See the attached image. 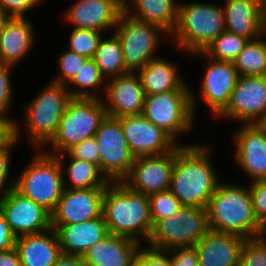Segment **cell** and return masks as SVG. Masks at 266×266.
<instances>
[{
  "label": "cell",
  "instance_id": "1",
  "mask_svg": "<svg viewBox=\"0 0 266 266\" xmlns=\"http://www.w3.org/2000/svg\"><path fill=\"white\" fill-rule=\"evenodd\" d=\"M209 152L206 146L194 144H179L175 148L169 190L183 206L207 207L216 190L219 180Z\"/></svg>",
  "mask_w": 266,
  "mask_h": 266
},
{
  "label": "cell",
  "instance_id": "2",
  "mask_svg": "<svg viewBox=\"0 0 266 266\" xmlns=\"http://www.w3.org/2000/svg\"><path fill=\"white\" fill-rule=\"evenodd\" d=\"M102 214L110 234L149 241L153 224L148 195L111 182L105 187Z\"/></svg>",
  "mask_w": 266,
  "mask_h": 266
},
{
  "label": "cell",
  "instance_id": "3",
  "mask_svg": "<svg viewBox=\"0 0 266 266\" xmlns=\"http://www.w3.org/2000/svg\"><path fill=\"white\" fill-rule=\"evenodd\" d=\"M209 230L244 237L262 235L253 210L250 188L219 182L207 205Z\"/></svg>",
  "mask_w": 266,
  "mask_h": 266
},
{
  "label": "cell",
  "instance_id": "4",
  "mask_svg": "<svg viewBox=\"0 0 266 266\" xmlns=\"http://www.w3.org/2000/svg\"><path fill=\"white\" fill-rule=\"evenodd\" d=\"M224 31L223 7L194 1L179 4L172 44L192 54L204 51Z\"/></svg>",
  "mask_w": 266,
  "mask_h": 266
},
{
  "label": "cell",
  "instance_id": "5",
  "mask_svg": "<svg viewBox=\"0 0 266 266\" xmlns=\"http://www.w3.org/2000/svg\"><path fill=\"white\" fill-rule=\"evenodd\" d=\"M102 98L72 97L59 122L57 132L47 144L53 148L49 155L66 153L70 148L95 136L106 117L105 100Z\"/></svg>",
  "mask_w": 266,
  "mask_h": 266
},
{
  "label": "cell",
  "instance_id": "6",
  "mask_svg": "<svg viewBox=\"0 0 266 266\" xmlns=\"http://www.w3.org/2000/svg\"><path fill=\"white\" fill-rule=\"evenodd\" d=\"M71 95L60 83H49L26 107L25 129L28 140L42 150L55 136Z\"/></svg>",
  "mask_w": 266,
  "mask_h": 266
},
{
  "label": "cell",
  "instance_id": "7",
  "mask_svg": "<svg viewBox=\"0 0 266 266\" xmlns=\"http://www.w3.org/2000/svg\"><path fill=\"white\" fill-rule=\"evenodd\" d=\"M39 150L30 164L13 178L14 187L52 213L62 196L64 172L55 156Z\"/></svg>",
  "mask_w": 266,
  "mask_h": 266
},
{
  "label": "cell",
  "instance_id": "8",
  "mask_svg": "<svg viewBox=\"0 0 266 266\" xmlns=\"http://www.w3.org/2000/svg\"><path fill=\"white\" fill-rule=\"evenodd\" d=\"M191 90H175L145 95L142 115L162 128L175 141L191 128L195 115V97Z\"/></svg>",
  "mask_w": 266,
  "mask_h": 266
},
{
  "label": "cell",
  "instance_id": "9",
  "mask_svg": "<svg viewBox=\"0 0 266 266\" xmlns=\"http://www.w3.org/2000/svg\"><path fill=\"white\" fill-rule=\"evenodd\" d=\"M208 231L207 207L183 206L173 216L160 220L153 227L148 245L162 251L190 247Z\"/></svg>",
  "mask_w": 266,
  "mask_h": 266
},
{
  "label": "cell",
  "instance_id": "10",
  "mask_svg": "<svg viewBox=\"0 0 266 266\" xmlns=\"http://www.w3.org/2000/svg\"><path fill=\"white\" fill-rule=\"evenodd\" d=\"M114 29L122 46L125 66L130 72H136L150 60L158 58L153 54L158 48L160 35H168L162 28L136 19L124 10Z\"/></svg>",
  "mask_w": 266,
  "mask_h": 266
},
{
  "label": "cell",
  "instance_id": "11",
  "mask_svg": "<svg viewBox=\"0 0 266 266\" xmlns=\"http://www.w3.org/2000/svg\"><path fill=\"white\" fill-rule=\"evenodd\" d=\"M99 148V168L111 183L122 182L129 174L135 157L124 137L121 120L106 115L95 136Z\"/></svg>",
  "mask_w": 266,
  "mask_h": 266
},
{
  "label": "cell",
  "instance_id": "12",
  "mask_svg": "<svg viewBox=\"0 0 266 266\" xmlns=\"http://www.w3.org/2000/svg\"><path fill=\"white\" fill-rule=\"evenodd\" d=\"M0 211L16 238L51 228V213L15 187L0 200Z\"/></svg>",
  "mask_w": 266,
  "mask_h": 266
},
{
  "label": "cell",
  "instance_id": "13",
  "mask_svg": "<svg viewBox=\"0 0 266 266\" xmlns=\"http://www.w3.org/2000/svg\"><path fill=\"white\" fill-rule=\"evenodd\" d=\"M175 149L161 155L137 157L122 181L129 189L150 195L170 189Z\"/></svg>",
  "mask_w": 266,
  "mask_h": 266
},
{
  "label": "cell",
  "instance_id": "14",
  "mask_svg": "<svg viewBox=\"0 0 266 266\" xmlns=\"http://www.w3.org/2000/svg\"><path fill=\"white\" fill-rule=\"evenodd\" d=\"M266 109V75L239 76L226 109L218 118L256 124ZM245 122V123H244Z\"/></svg>",
  "mask_w": 266,
  "mask_h": 266
},
{
  "label": "cell",
  "instance_id": "15",
  "mask_svg": "<svg viewBox=\"0 0 266 266\" xmlns=\"http://www.w3.org/2000/svg\"><path fill=\"white\" fill-rule=\"evenodd\" d=\"M119 119L124 137L135 158L165 154L178 146L168 133L154 125L142 114L123 116Z\"/></svg>",
  "mask_w": 266,
  "mask_h": 266
},
{
  "label": "cell",
  "instance_id": "16",
  "mask_svg": "<svg viewBox=\"0 0 266 266\" xmlns=\"http://www.w3.org/2000/svg\"><path fill=\"white\" fill-rule=\"evenodd\" d=\"M104 193L105 188L64 189L51 213V226L83 223L101 216Z\"/></svg>",
  "mask_w": 266,
  "mask_h": 266
},
{
  "label": "cell",
  "instance_id": "17",
  "mask_svg": "<svg viewBox=\"0 0 266 266\" xmlns=\"http://www.w3.org/2000/svg\"><path fill=\"white\" fill-rule=\"evenodd\" d=\"M207 59L210 61L201 83L202 89L199 90L200 97L217 118L228 106L239 74L233 62L218 61L209 57Z\"/></svg>",
  "mask_w": 266,
  "mask_h": 266
},
{
  "label": "cell",
  "instance_id": "18",
  "mask_svg": "<svg viewBox=\"0 0 266 266\" xmlns=\"http://www.w3.org/2000/svg\"><path fill=\"white\" fill-rule=\"evenodd\" d=\"M235 160L251 181L266 180V130L243 124L235 133Z\"/></svg>",
  "mask_w": 266,
  "mask_h": 266
},
{
  "label": "cell",
  "instance_id": "19",
  "mask_svg": "<svg viewBox=\"0 0 266 266\" xmlns=\"http://www.w3.org/2000/svg\"><path fill=\"white\" fill-rule=\"evenodd\" d=\"M107 115L120 118L142 114L145 92L136 72L113 77L106 84Z\"/></svg>",
  "mask_w": 266,
  "mask_h": 266
},
{
  "label": "cell",
  "instance_id": "20",
  "mask_svg": "<svg viewBox=\"0 0 266 266\" xmlns=\"http://www.w3.org/2000/svg\"><path fill=\"white\" fill-rule=\"evenodd\" d=\"M67 10L64 19L73 28L104 32L115 28L123 5L118 0H78Z\"/></svg>",
  "mask_w": 266,
  "mask_h": 266
},
{
  "label": "cell",
  "instance_id": "21",
  "mask_svg": "<svg viewBox=\"0 0 266 266\" xmlns=\"http://www.w3.org/2000/svg\"><path fill=\"white\" fill-rule=\"evenodd\" d=\"M244 240L239 235L209 230L194 245L199 266H239Z\"/></svg>",
  "mask_w": 266,
  "mask_h": 266
},
{
  "label": "cell",
  "instance_id": "22",
  "mask_svg": "<svg viewBox=\"0 0 266 266\" xmlns=\"http://www.w3.org/2000/svg\"><path fill=\"white\" fill-rule=\"evenodd\" d=\"M226 31L255 40L265 34L263 4L259 0H226Z\"/></svg>",
  "mask_w": 266,
  "mask_h": 266
},
{
  "label": "cell",
  "instance_id": "23",
  "mask_svg": "<svg viewBox=\"0 0 266 266\" xmlns=\"http://www.w3.org/2000/svg\"><path fill=\"white\" fill-rule=\"evenodd\" d=\"M58 235L62 253L83 256L108 234L103 214L83 223L51 226Z\"/></svg>",
  "mask_w": 266,
  "mask_h": 266
},
{
  "label": "cell",
  "instance_id": "24",
  "mask_svg": "<svg viewBox=\"0 0 266 266\" xmlns=\"http://www.w3.org/2000/svg\"><path fill=\"white\" fill-rule=\"evenodd\" d=\"M15 248L21 266H54L62 254L57 232L53 228L17 237Z\"/></svg>",
  "mask_w": 266,
  "mask_h": 266
},
{
  "label": "cell",
  "instance_id": "25",
  "mask_svg": "<svg viewBox=\"0 0 266 266\" xmlns=\"http://www.w3.org/2000/svg\"><path fill=\"white\" fill-rule=\"evenodd\" d=\"M140 246L136 240L109 233L91 247L83 259L87 266H130Z\"/></svg>",
  "mask_w": 266,
  "mask_h": 266
},
{
  "label": "cell",
  "instance_id": "26",
  "mask_svg": "<svg viewBox=\"0 0 266 266\" xmlns=\"http://www.w3.org/2000/svg\"><path fill=\"white\" fill-rule=\"evenodd\" d=\"M31 20L11 17L0 33V61L14 66L20 63L33 47L34 32Z\"/></svg>",
  "mask_w": 266,
  "mask_h": 266
},
{
  "label": "cell",
  "instance_id": "27",
  "mask_svg": "<svg viewBox=\"0 0 266 266\" xmlns=\"http://www.w3.org/2000/svg\"><path fill=\"white\" fill-rule=\"evenodd\" d=\"M139 75L145 95L164 93L175 90H191L178 75L174 63L163 58L150 60L144 67L139 68Z\"/></svg>",
  "mask_w": 266,
  "mask_h": 266
},
{
  "label": "cell",
  "instance_id": "28",
  "mask_svg": "<svg viewBox=\"0 0 266 266\" xmlns=\"http://www.w3.org/2000/svg\"><path fill=\"white\" fill-rule=\"evenodd\" d=\"M178 5L174 0H133V12L129 3L123 10L132 17L162 28L170 36L177 24Z\"/></svg>",
  "mask_w": 266,
  "mask_h": 266
},
{
  "label": "cell",
  "instance_id": "29",
  "mask_svg": "<svg viewBox=\"0 0 266 266\" xmlns=\"http://www.w3.org/2000/svg\"><path fill=\"white\" fill-rule=\"evenodd\" d=\"M54 156L58 159L62 171L66 170L68 173L70 185H67L68 181L63 180L64 189L105 188L110 183L94 163L69 157V165L65 167L64 153Z\"/></svg>",
  "mask_w": 266,
  "mask_h": 266
},
{
  "label": "cell",
  "instance_id": "30",
  "mask_svg": "<svg viewBox=\"0 0 266 266\" xmlns=\"http://www.w3.org/2000/svg\"><path fill=\"white\" fill-rule=\"evenodd\" d=\"M93 59L101 75L107 80L130 72L125 66L122 46L115 32L112 37L106 39L101 37Z\"/></svg>",
  "mask_w": 266,
  "mask_h": 266
},
{
  "label": "cell",
  "instance_id": "31",
  "mask_svg": "<svg viewBox=\"0 0 266 266\" xmlns=\"http://www.w3.org/2000/svg\"><path fill=\"white\" fill-rule=\"evenodd\" d=\"M249 40L244 49L233 61L239 76H265L266 75V40L262 37Z\"/></svg>",
  "mask_w": 266,
  "mask_h": 266
},
{
  "label": "cell",
  "instance_id": "32",
  "mask_svg": "<svg viewBox=\"0 0 266 266\" xmlns=\"http://www.w3.org/2000/svg\"><path fill=\"white\" fill-rule=\"evenodd\" d=\"M248 41L249 39L243 36L224 31L204 51L194 52L190 55H202L218 61L233 62Z\"/></svg>",
  "mask_w": 266,
  "mask_h": 266
},
{
  "label": "cell",
  "instance_id": "33",
  "mask_svg": "<svg viewBox=\"0 0 266 266\" xmlns=\"http://www.w3.org/2000/svg\"><path fill=\"white\" fill-rule=\"evenodd\" d=\"M105 80L106 79L101 75V72L95 63V60L89 58L79 72L76 73L73 79L67 84H74V87L79 89H70L68 91L71 97L99 98V95H96L90 90L101 87L102 85L105 87L103 90H106L105 84H107V82H105Z\"/></svg>",
  "mask_w": 266,
  "mask_h": 266
},
{
  "label": "cell",
  "instance_id": "34",
  "mask_svg": "<svg viewBox=\"0 0 266 266\" xmlns=\"http://www.w3.org/2000/svg\"><path fill=\"white\" fill-rule=\"evenodd\" d=\"M14 66L8 65L0 61V117L11 126V139L17 144L19 140L20 127L17 122L12 121L7 116L10 107L13 106V86L10 79V70Z\"/></svg>",
  "mask_w": 266,
  "mask_h": 266
},
{
  "label": "cell",
  "instance_id": "35",
  "mask_svg": "<svg viewBox=\"0 0 266 266\" xmlns=\"http://www.w3.org/2000/svg\"><path fill=\"white\" fill-rule=\"evenodd\" d=\"M149 203L153 227L160 220L173 216L183 207L170 190L150 194Z\"/></svg>",
  "mask_w": 266,
  "mask_h": 266
},
{
  "label": "cell",
  "instance_id": "36",
  "mask_svg": "<svg viewBox=\"0 0 266 266\" xmlns=\"http://www.w3.org/2000/svg\"><path fill=\"white\" fill-rule=\"evenodd\" d=\"M101 33L93 29L73 28L68 50L87 58H94L101 39Z\"/></svg>",
  "mask_w": 266,
  "mask_h": 266
},
{
  "label": "cell",
  "instance_id": "37",
  "mask_svg": "<svg viewBox=\"0 0 266 266\" xmlns=\"http://www.w3.org/2000/svg\"><path fill=\"white\" fill-rule=\"evenodd\" d=\"M239 266H266V237L263 235L244 240Z\"/></svg>",
  "mask_w": 266,
  "mask_h": 266
},
{
  "label": "cell",
  "instance_id": "38",
  "mask_svg": "<svg viewBox=\"0 0 266 266\" xmlns=\"http://www.w3.org/2000/svg\"><path fill=\"white\" fill-rule=\"evenodd\" d=\"M88 59L89 58L70 50L65 51L59 57L58 65L60 68V75L56 76L53 81L51 80V82L67 86Z\"/></svg>",
  "mask_w": 266,
  "mask_h": 266
},
{
  "label": "cell",
  "instance_id": "39",
  "mask_svg": "<svg viewBox=\"0 0 266 266\" xmlns=\"http://www.w3.org/2000/svg\"><path fill=\"white\" fill-rule=\"evenodd\" d=\"M99 148L94 137L85 139L70 148L64 156L94 163L99 166Z\"/></svg>",
  "mask_w": 266,
  "mask_h": 266
},
{
  "label": "cell",
  "instance_id": "40",
  "mask_svg": "<svg viewBox=\"0 0 266 266\" xmlns=\"http://www.w3.org/2000/svg\"><path fill=\"white\" fill-rule=\"evenodd\" d=\"M250 193L253 210L258 221L264 225L266 223V180L251 182Z\"/></svg>",
  "mask_w": 266,
  "mask_h": 266
},
{
  "label": "cell",
  "instance_id": "41",
  "mask_svg": "<svg viewBox=\"0 0 266 266\" xmlns=\"http://www.w3.org/2000/svg\"><path fill=\"white\" fill-rule=\"evenodd\" d=\"M15 144L16 143L10 139L2 148H0V193H2L0 200L14 187V180L10 179V183H7L6 180L9 176V165L11 161L10 151Z\"/></svg>",
  "mask_w": 266,
  "mask_h": 266
},
{
  "label": "cell",
  "instance_id": "42",
  "mask_svg": "<svg viewBox=\"0 0 266 266\" xmlns=\"http://www.w3.org/2000/svg\"><path fill=\"white\" fill-rule=\"evenodd\" d=\"M166 252L170 256L171 266H199L198 255L194 246L172 248Z\"/></svg>",
  "mask_w": 266,
  "mask_h": 266
},
{
  "label": "cell",
  "instance_id": "43",
  "mask_svg": "<svg viewBox=\"0 0 266 266\" xmlns=\"http://www.w3.org/2000/svg\"><path fill=\"white\" fill-rule=\"evenodd\" d=\"M41 0H0V6L12 17H25Z\"/></svg>",
  "mask_w": 266,
  "mask_h": 266
},
{
  "label": "cell",
  "instance_id": "44",
  "mask_svg": "<svg viewBox=\"0 0 266 266\" xmlns=\"http://www.w3.org/2000/svg\"><path fill=\"white\" fill-rule=\"evenodd\" d=\"M16 237L10 230L4 215L0 211V252L8 251L15 247Z\"/></svg>",
  "mask_w": 266,
  "mask_h": 266
},
{
  "label": "cell",
  "instance_id": "45",
  "mask_svg": "<svg viewBox=\"0 0 266 266\" xmlns=\"http://www.w3.org/2000/svg\"><path fill=\"white\" fill-rule=\"evenodd\" d=\"M130 266H153V248H140L139 252L133 257Z\"/></svg>",
  "mask_w": 266,
  "mask_h": 266
},
{
  "label": "cell",
  "instance_id": "46",
  "mask_svg": "<svg viewBox=\"0 0 266 266\" xmlns=\"http://www.w3.org/2000/svg\"><path fill=\"white\" fill-rule=\"evenodd\" d=\"M54 266H87L83 256L62 253Z\"/></svg>",
  "mask_w": 266,
  "mask_h": 266
},
{
  "label": "cell",
  "instance_id": "47",
  "mask_svg": "<svg viewBox=\"0 0 266 266\" xmlns=\"http://www.w3.org/2000/svg\"><path fill=\"white\" fill-rule=\"evenodd\" d=\"M0 266H21L16 248L0 252Z\"/></svg>",
  "mask_w": 266,
  "mask_h": 266
},
{
  "label": "cell",
  "instance_id": "48",
  "mask_svg": "<svg viewBox=\"0 0 266 266\" xmlns=\"http://www.w3.org/2000/svg\"><path fill=\"white\" fill-rule=\"evenodd\" d=\"M166 251L153 249V266H171L170 256Z\"/></svg>",
  "mask_w": 266,
  "mask_h": 266
},
{
  "label": "cell",
  "instance_id": "49",
  "mask_svg": "<svg viewBox=\"0 0 266 266\" xmlns=\"http://www.w3.org/2000/svg\"><path fill=\"white\" fill-rule=\"evenodd\" d=\"M11 139V126L0 117V148Z\"/></svg>",
  "mask_w": 266,
  "mask_h": 266
},
{
  "label": "cell",
  "instance_id": "50",
  "mask_svg": "<svg viewBox=\"0 0 266 266\" xmlns=\"http://www.w3.org/2000/svg\"><path fill=\"white\" fill-rule=\"evenodd\" d=\"M11 17L12 16L0 6V33L4 30L6 23Z\"/></svg>",
  "mask_w": 266,
  "mask_h": 266
},
{
  "label": "cell",
  "instance_id": "51",
  "mask_svg": "<svg viewBox=\"0 0 266 266\" xmlns=\"http://www.w3.org/2000/svg\"><path fill=\"white\" fill-rule=\"evenodd\" d=\"M256 125L259 128L266 130V109H265L263 116L259 119V121L256 123Z\"/></svg>",
  "mask_w": 266,
  "mask_h": 266
},
{
  "label": "cell",
  "instance_id": "52",
  "mask_svg": "<svg viewBox=\"0 0 266 266\" xmlns=\"http://www.w3.org/2000/svg\"><path fill=\"white\" fill-rule=\"evenodd\" d=\"M263 10H264V30L266 33V2L263 4Z\"/></svg>",
  "mask_w": 266,
  "mask_h": 266
},
{
  "label": "cell",
  "instance_id": "53",
  "mask_svg": "<svg viewBox=\"0 0 266 266\" xmlns=\"http://www.w3.org/2000/svg\"><path fill=\"white\" fill-rule=\"evenodd\" d=\"M262 235L266 237V223L263 225Z\"/></svg>",
  "mask_w": 266,
  "mask_h": 266
},
{
  "label": "cell",
  "instance_id": "54",
  "mask_svg": "<svg viewBox=\"0 0 266 266\" xmlns=\"http://www.w3.org/2000/svg\"><path fill=\"white\" fill-rule=\"evenodd\" d=\"M123 6L127 3V0H118Z\"/></svg>",
  "mask_w": 266,
  "mask_h": 266
},
{
  "label": "cell",
  "instance_id": "55",
  "mask_svg": "<svg viewBox=\"0 0 266 266\" xmlns=\"http://www.w3.org/2000/svg\"><path fill=\"white\" fill-rule=\"evenodd\" d=\"M262 4H264L266 2V0H259Z\"/></svg>",
  "mask_w": 266,
  "mask_h": 266
}]
</instances>
